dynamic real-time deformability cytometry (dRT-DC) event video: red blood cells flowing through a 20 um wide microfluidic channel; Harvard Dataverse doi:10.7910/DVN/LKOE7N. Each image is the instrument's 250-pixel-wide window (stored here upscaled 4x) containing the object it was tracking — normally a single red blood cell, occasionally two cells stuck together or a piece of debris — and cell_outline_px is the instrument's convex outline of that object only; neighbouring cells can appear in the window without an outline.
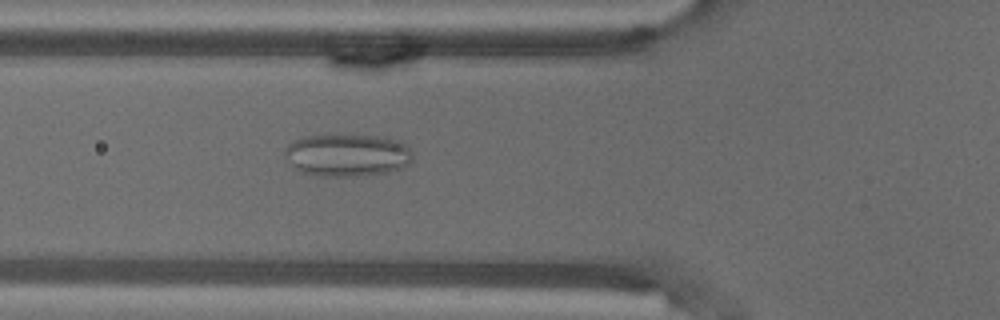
{"species": "common noctule bat (a hibernating species)", "species_latin": "Nyctalus noctula", "temperature_condition": "warm", "stored_images_in_passage": 55, "camera_frame_rate_fps": 3000, "um_per_image_px": 0.085, "animal": {"sex": "male", "body_mass_g": 18.8}, "frame": {"image": 1, "passage_image": 20, "time_ms": 6.333, "image_size_px": [1000, 320], "cell_outline_px": [[412, 160], [408, 164], [400, 168], [388, 172], [356, 176], [320, 176], [300, 172], [284, 156], [284, 148], [288, 144], [296, 140], [308, 136], [384, 136], [400, 140], [412, 152]], "centroid_in_image_um": [29.53, 13.19], "position_along_channel_um": 96.3, "area_um2": 31.44}}
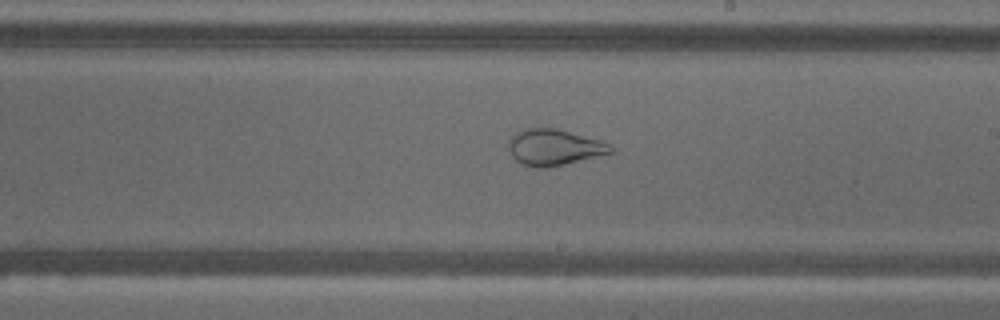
{"frame": {"image": 2, "passage_image": 32, "time_ms": 10.333, "image_size_px": [1000, 320], "cell_outline_px": [[612, 152], [564, 164], [544, 168], [540, 168], [524, 164], [516, 160], [512, 156], [508, 148], [508, 144], [512, 136], [516, 132], [524, 128], [556, 128], [604, 140], [612, 148]], "centroid_in_image_um": [47.09, 12.5], "position_along_channel_um": 241.9, "area_um2": 21.33}}
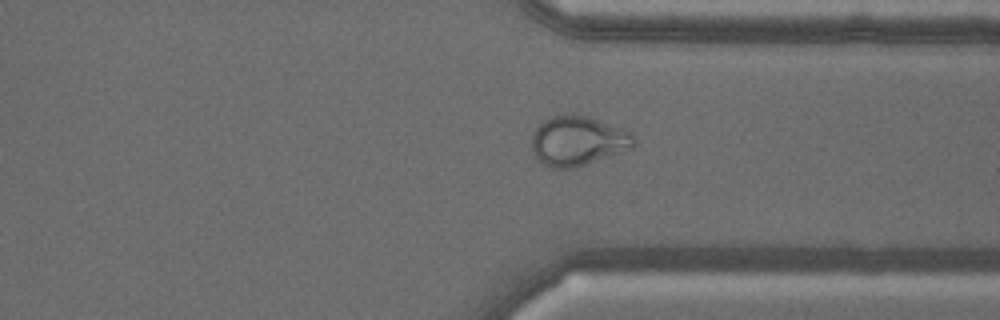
{"frame": {"image": 3, "passage_image": 42, "time_ms": 13.667, "image_size_px": [1000, 320], "cell_outline_px": [[636, 144], [632, 148], [576, 168], [556, 168], [544, 164], [536, 156], [532, 148], [532, 132], [544, 120], [552, 116], [564, 112], [568, 112], [588, 116], [620, 128], [636, 136]], "centroid_in_image_um": [49.12, 11.95], "position_along_channel_um": 362.3, "area_um2": 29.65}, "authors_computed_cell_mechanics": {"area_um2": 29.7092, "velocity_mm_per_s": 3.6322, "shape_relaxation_time_tau1_ms": null, "shape_relaxation_time_tau2_ms": 1.1356, "deformation_change_tau1": null, "deformation_change_tau2": 0.0671}}